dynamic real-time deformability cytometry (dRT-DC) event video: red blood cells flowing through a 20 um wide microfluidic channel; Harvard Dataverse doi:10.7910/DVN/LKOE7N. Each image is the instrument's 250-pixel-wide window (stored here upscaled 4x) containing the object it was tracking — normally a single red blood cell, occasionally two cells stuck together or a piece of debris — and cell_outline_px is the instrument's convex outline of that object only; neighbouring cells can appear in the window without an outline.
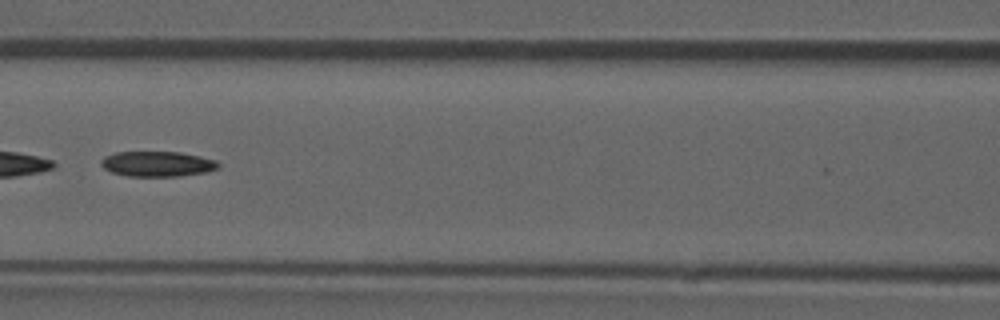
{"species": "common noctule bat (a hibernating species)", "species_latin": "Nyctalus noctula", "temperature_condition": "room temperature", "stored_images_in_passage": 13, "camera_frame_rate_fps": 3000, "um_per_image_px": 0.085, "animal": {"sex": "male", "forearm_length_mm": 52.5}, "frame": {"image": 1, "passage_image": 10, "time_ms": 3.0, "image_size_px": [1000, 320], "cell_outline_px": [[220, 168], [204, 172], [180, 176], [128, 176], [112, 172], [104, 168], [100, 164], [100, 160], [104, 156], [116, 152], [180, 152], [200, 156], [216, 160], [220, 164]], "centroid_in_image_um": [13.38, 13.93], "position_along_channel_um": 153.2, "area_um2": 17.28}}